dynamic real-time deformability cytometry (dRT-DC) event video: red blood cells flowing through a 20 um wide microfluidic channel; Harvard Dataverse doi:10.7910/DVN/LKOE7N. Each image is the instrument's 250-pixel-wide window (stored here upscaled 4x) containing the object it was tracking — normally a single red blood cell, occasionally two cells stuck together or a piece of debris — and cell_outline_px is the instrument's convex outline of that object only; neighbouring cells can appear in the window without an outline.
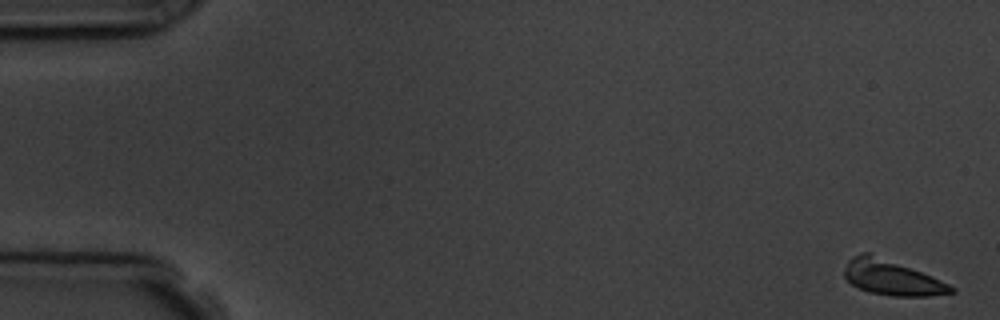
{"species": "common noctule bat (a hibernating species)", "species_latin": "Nyctalus noctula", "temperature_condition": "room temperature", "stored_images_in_passage": 6, "camera_frame_rate_fps": 3000, "um_per_image_px": 0.085, "animal": {"sex": "male", "body_mass_g": 19.5, "forearm_length_mm": 54.6}, "frame": {"image": 1, "passage_image": 1, "time_ms": 0.0, "image_size_px": [1000, 320], "cell_outline_px": [[956, 292], [928, 296], [892, 296], [868, 292], [852, 284], [844, 276], [844, 268], [848, 260], [852, 256], [860, 252], [868, 252], [920, 272], [948, 284], [956, 288]], "centroid_in_image_um": [75.75, 23.61], "position_along_channel_um": 9.2, "area_um2": 21.39}}
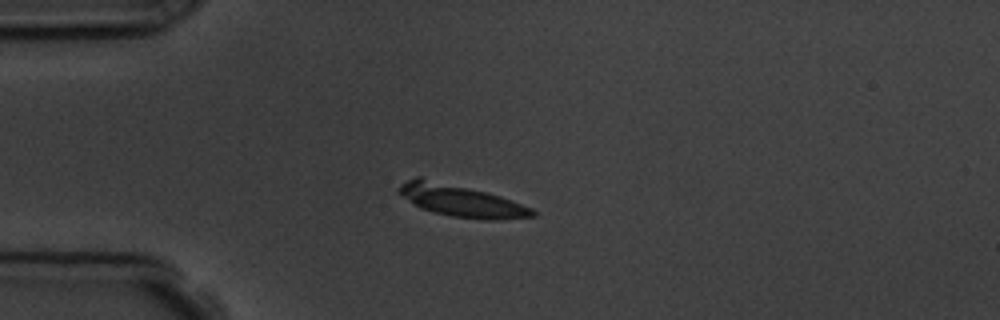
{"frame": {"image": 2, "passage_image": 5, "time_ms": 4.333, "image_size_px": [1000, 320], "cell_outline_px": [[536, 216], [500, 220], [484, 220], [452, 216], [432, 212], [420, 208], [412, 204], [396, 192], [400, 184], [416, 176], [420, 176], [500, 196], [532, 208], [536, 212]], "centroid_in_image_um": [39.14, 17.07], "position_along_channel_um": 45.9, "area_um2": 24.85}}